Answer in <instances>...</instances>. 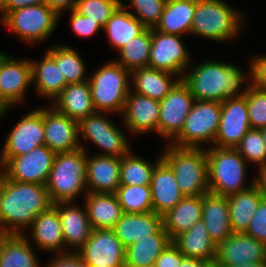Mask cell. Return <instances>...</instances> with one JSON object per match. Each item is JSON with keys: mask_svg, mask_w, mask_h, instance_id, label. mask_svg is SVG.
I'll return each instance as SVG.
<instances>
[{"mask_svg": "<svg viewBox=\"0 0 266 267\" xmlns=\"http://www.w3.org/2000/svg\"><path fill=\"white\" fill-rule=\"evenodd\" d=\"M64 250H62L60 254H57L59 256L55 257V259L51 262V264L48 265V267H74V252L71 253H64Z\"/></svg>", "mask_w": 266, "mask_h": 267, "instance_id": "52", "label": "cell"}, {"mask_svg": "<svg viewBox=\"0 0 266 267\" xmlns=\"http://www.w3.org/2000/svg\"><path fill=\"white\" fill-rule=\"evenodd\" d=\"M58 18L59 16L44 3L10 12L3 19V24L26 42L36 43L53 33Z\"/></svg>", "mask_w": 266, "mask_h": 267, "instance_id": "10", "label": "cell"}, {"mask_svg": "<svg viewBox=\"0 0 266 267\" xmlns=\"http://www.w3.org/2000/svg\"><path fill=\"white\" fill-rule=\"evenodd\" d=\"M52 108L77 122L94 114L96 111L92 103L89 81L68 84L57 95Z\"/></svg>", "mask_w": 266, "mask_h": 267, "instance_id": "25", "label": "cell"}, {"mask_svg": "<svg viewBox=\"0 0 266 267\" xmlns=\"http://www.w3.org/2000/svg\"><path fill=\"white\" fill-rule=\"evenodd\" d=\"M196 0H167L155 30L172 35L190 33Z\"/></svg>", "mask_w": 266, "mask_h": 267, "instance_id": "33", "label": "cell"}, {"mask_svg": "<svg viewBox=\"0 0 266 267\" xmlns=\"http://www.w3.org/2000/svg\"><path fill=\"white\" fill-rule=\"evenodd\" d=\"M171 242L169 234L162 227L150 238L140 239L126 248L125 267H147L154 264Z\"/></svg>", "mask_w": 266, "mask_h": 267, "instance_id": "34", "label": "cell"}, {"mask_svg": "<svg viewBox=\"0 0 266 267\" xmlns=\"http://www.w3.org/2000/svg\"><path fill=\"white\" fill-rule=\"evenodd\" d=\"M8 0H0V12L4 9Z\"/></svg>", "mask_w": 266, "mask_h": 267, "instance_id": "59", "label": "cell"}, {"mask_svg": "<svg viewBox=\"0 0 266 267\" xmlns=\"http://www.w3.org/2000/svg\"><path fill=\"white\" fill-rule=\"evenodd\" d=\"M86 188V151L56 153L46 184L53 204L72 202Z\"/></svg>", "mask_w": 266, "mask_h": 267, "instance_id": "4", "label": "cell"}, {"mask_svg": "<svg viewBox=\"0 0 266 267\" xmlns=\"http://www.w3.org/2000/svg\"><path fill=\"white\" fill-rule=\"evenodd\" d=\"M169 146L161 157L173 170L181 193L184 196L209 193L206 149Z\"/></svg>", "mask_w": 266, "mask_h": 267, "instance_id": "3", "label": "cell"}, {"mask_svg": "<svg viewBox=\"0 0 266 267\" xmlns=\"http://www.w3.org/2000/svg\"><path fill=\"white\" fill-rule=\"evenodd\" d=\"M55 156L46 145L38 146L18 157L1 158L0 172L9 180L46 185Z\"/></svg>", "mask_w": 266, "mask_h": 267, "instance_id": "9", "label": "cell"}, {"mask_svg": "<svg viewBox=\"0 0 266 267\" xmlns=\"http://www.w3.org/2000/svg\"><path fill=\"white\" fill-rule=\"evenodd\" d=\"M131 74L134 92L157 101L163 100L181 80H172V76L175 75L173 73L149 67L135 69Z\"/></svg>", "mask_w": 266, "mask_h": 267, "instance_id": "31", "label": "cell"}, {"mask_svg": "<svg viewBox=\"0 0 266 267\" xmlns=\"http://www.w3.org/2000/svg\"><path fill=\"white\" fill-rule=\"evenodd\" d=\"M115 194L124 213L153 212L150 185H120Z\"/></svg>", "mask_w": 266, "mask_h": 267, "instance_id": "40", "label": "cell"}, {"mask_svg": "<svg viewBox=\"0 0 266 267\" xmlns=\"http://www.w3.org/2000/svg\"><path fill=\"white\" fill-rule=\"evenodd\" d=\"M202 220L211 239L218 245L232 233L227 196L207 193L202 196Z\"/></svg>", "mask_w": 266, "mask_h": 267, "instance_id": "24", "label": "cell"}, {"mask_svg": "<svg viewBox=\"0 0 266 267\" xmlns=\"http://www.w3.org/2000/svg\"><path fill=\"white\" fill-rule=\"evenodd\" d=\"M163 227V216L155 212L124 213L113 227L116 237L127 248L140 239L150 238Z\"/></svg>", "mask_w": 266, "mask_h": 267, "instance_id": "23", "label": "cell"}, {"mask_svg": "<svg viewBox=\"0 0 266 267\" xmlns=\"http://www.w3.org/2000/svg\"><path fill=\"white\" fill-rule=\"evenodd\" d=\"M30 227L32 239L39 249L60 253L61 247L65 246L59 214L54 205L37 215Z\"/></svg>", "mask_w": 266, "mask_h": 267, "instance_id": "28", "label": "cell"}, {"mask_svg": "<svg viewBox=\"0 0 266 267\" xmlns=\"http://www.w3.org/2000/svg\"><path fill=\"white\" fill-rule=\"evenodd\" d=\"M260 130L262 132V135H263V138H264V142H265V146H266V127L265 128H262Z\"/></svg>", "mask_w": 266, "mask_h": 267, "instance_id": "60", "label": "cell"}, {"mask_svg": "<svg viewBox=\"0 0 266 267\" xmlns=\"http://www.w3.org/2000/svg\"><path fill=\"white\" fill-rule=\"evenodd\" d=\"M240 155L258 168L266 166V146L261 130L250 129L235 148Z\"/></svg>", "mask_w": 266, "mask_h": 267, "instance_id": "43", "label": "cell"}, {"mask_svg": "<svg viewBox=\"0 0 266 267\" xmlns=\"http://www.w3.org/2000/svg\"><path fill=\"white\" fill-rule=\"evenodd\" d=\"M221 110L214 145L220 148H236L251 129L245 94L224 100L221 103Z\"/></svg>", "mask_w": 266, "mask_h": 267, "instance_id": "12", "label": "cell"}, {"mask_svg": "<svg viewBox=\"0 0 266 267\" xmlns=\"http://www.w3.org/2000/svg\"><path fill=\"white\" fill-rule=\"evenodd\" d=\"M188 56L179 35L164 34L151 29L149 68L181 74L188 67Z\"/></svg>", "mask_w": 266, "mask_h": 267, "instance_id": "14", "label": "cell"}, {"mask_svg": "<svg viewBox=\"0 0 266 267\" xmlns=\"http://www.w3.org/2000/svg\"><path fill=\"white\" fill-rule=\"evenodd\" d=\"M147 267H157V266L154 263V264H151L150 266H147Z\"/></svg>", "mask_w": 266, "mask_h": 267, "instance_id": "62", "label": "cell"}, {"mask_svg": "<svg viewBox=\"0 0 266 267\" xmlns=\"http://www.w3.org/2000/svg\"><path fill=\"white\" fill-rule=\"evenodd\" d=\"M240 16L222 0H196L190 33L211 40L227 41L239 32Z\"/></svg>", "mask_w": 266, "mask_h": 267, "instance_id": "6", "label": "cell"}, {"mask_svg": "<svg viewBox=\"0 0 266 267\" xmlns=\"http://www.w3.org/2000/svg\"><path fill=\"white\" fill-rule=\"evenodd\" d=\"M150 186L153 212L162 216L185 197L179 190L173 170L162 157L155 163Z\"/></svg>", "mask_w": 266, "mask_h": 267, "instance_id": "21", "label": "cell"}, {"mask_svg": "<svg viewBox=\"0 0 266 267\" xmlns=\"http://www.w3.org/2000/svg\"><path fill=\"white\" fill-rule=\"evenodd\" d=\"M263 197L255 181L248 189L227 196L230 225L233 233L246 232L250 220Z\"/></svg>", "mask_w": 266, "mask_h": 267, "instance_id": "32", "label": "cell"}, {"mask_svg": "<svg viewBox=\"0 0 266 267\" xmlns=\"http://www.w3.org/2000/svg\"><path fill=\"white\" fill-rule=\"evenodd\" d=\"M24 234H0V267H40Z\"/></svg>", "mask_w": 266, "mask_h": 267, "instance_id": "35", "label": "cell"}, {"mask_svg": "<svg viewBox=\"0 0 266 267\" xmlns=\"http://www.w3.org/2000/svg\"><path fill=\"white\" fill-rule=\"evenodd\" d=\"M74 267H89L86 262L80 259V257L74 252Z\"/></svg>", "mask_w": 266, "mask_h": 267, "instance_id": "56", "label": "cell"}, {"mask_svg": "<svg viewBox=\"0 0 266 267\" xmlns=\"http://www.w3.org/2000/svg\"><path fill=\"white\" fill-rule=\"evenodd\" d=\"M86 210L93 229H113L124 212L116 194H86Z\"/></svg>", "mask_w": 266, "mask_h": 267, "instance_id": "30", "label": "cell"}, {"mask_svg": "<svg viewBox=\"0 0 266 267\" xmlns=\"http://www.w3.org/2000/svg\"><path fill=\"white\" fill-rule=\"evenodd\" d=\"M121 4V0H77L74 10L97 21L104 28Z\"/></svg>", "mask_w": 266, "mask_h": 267, "instance_id": "42", "label": "cell"}, {"mask_svg": "<svg viewBox=\"0 0 266 267\" xmlns=\"http://www.w3.org/2000/svg\"><path fill=\"white\" fill-rule=\"evenodd\" d=\"M204 267H221V265L216 261H209Z\"/></svg>", "mask_w": 266, "mask_h": 267, "instance_id": "58", "label": "cell"}, {"mask_svg": "<svg viewBox=\"0 0 266 267\" xmlns=\"http://www.w3.org/2000/svg\"><path fill=\"white\" fill-rule=\"evenodd\" d=\"M155 166L129 152L121 157L120 185H151Z\"/></svg>", "mask_w": 266, "mask_h": 267, "instance_id": "41", "label": "cell"}, {"mask_svg": "<svg viewBox=\"0 0 266 267\" xmlns=\"http://www.w3.org/2000/svg\"><path fill=\"white\" fill-rule=\"evenodd\" d=\"M31 65L32 81L36 80V89L40 95L55 99L68 85L55 60L47 52L41 61H31Z\"/></svg>", "mask_w": 266, "mask_h": 267, "instance_id": "37", "label": "cell"}, {"mask_svg": "<svg viewBox=\"0 0 266 267\" xmlns=\"http://www.w3.org/2000/svg\"><path fill=\"white\" fill-rule=\"evenodd\" d=\"M221 267H266V260L242 265H221Z\"/></svg>", "mask_w": 266, "mask_h": 267, "instance_id": "55", "label": "cell"}, {"mask_svg": "<svg viewBox=\"0 0 266 267\" xmlns=\"http://www.w3.org/2000/svg\"><path fill=\"white\" fill-rule=\"evenodd\" d=\"M252 84L259 90L266 91V56H257L250 61Z\"/></svg>", "mask_w": 266, "mask_h": 267, "instance_id": "48", "label": "cell"}, {"mask_svg": "<svg viewBox=\"0 0 266 267\" xmlns=\"http://www.w3.org/2000/svg\"><path fill=\"white\" fill-rule=\"evenodd\" d=\"M77 0H46V4L59 16L65 9L73 10Z\"/></svg>", "mask_w": 266, "mask_h": 267, "instance_id": "51", "label": "cell"}, {"mask_svg": "<svg viewBox=\"0 0 266 267\" xmlns=\"http://www.w3.org/2000/svg\"><path fill=\"white\" fill-rule=\"evenodd\" d=\"M45 145L55 153L83 148L79 143V122L54 108H42ZM81 144V145H80Z\"/></svg>", "mask_w": 266, "mask_h": 267, "instance_id": "17", "label": "cell"}, {"mask_svg": "<svg viewBox=\"0 0 266 267\" xmlns=\"http://www.w3.org/2000/svg\"><path fill=\"white\" fill-rule=\"evenodd\" d=\"M51 202L46 185L7 179L0 172V234H22Z\"/></svg>", "mask_w": 266, "mask_h": 267, "instance_id": "1", "label": "cell"}, {"mask_svg": "<svg viewBox=\"0 0 266 267\" xmlns=\"http://www.w3.org/2000/svg\"><path fill=\"white\" fill-rule=\"evenodd\" d=\"M259 178H254L255 184L258 186L259 190L266 198V166L259 168Z\"/></svg>", "mask_w": 266, "mask_h": 267, "instance_id": "53", "label": "cell"}, {"mask_svg": "<svg viewBox=\"0 0 266 267\" xmlns=\"http://www.w3.org/2000/svg\"><path fill=\"white\" fill-rule=\"evenodd\" d=\"M131 7L136 10L133 14L146 28H155L162 16L167 0H130Z\"/></svg>", "mask_w": 266, "mask_h": 267, "instance_id": "45", "label": "cell"}, {"mask_svg": "<svg viewBox=\"0 0 266 267\" xmlns=\"http://www.w3.org/2000/svg\"><path fill=\"white\" fill-rule=\"evenodd\" d=\"M0 106L5 110L7 111V109L11 106L1 97L0 95Z\"/></svg>", "mask_w": 266, "mask_h": 267, "instance_id": "57", "label": "cell"}, {"mask_svg": "<svg viewBox=\"0 0 266 267\" xmlns=\"http://www.w3.org/2000/svg\"><path fill=\"white\" fill-rule=\"evenodd\" d=\"M127 7V5L121 4L103 28L107 32L112 46L118 51L146 29L141 21L133 16L132 12L126 11Z\"/></svg>", "mask_w": 266, "mask_h": 267, "instance_id": "36", "label": "cell"}, {"mask_svg": "<svg viewBox=\"0 0 266 267\" xmlns=\"http://www.w3.org/2000/svg\"><path fill=\"white\" fill-rule=\"evenodd\" d=\"M208 161L209 192L219 196H230L248 189L243 179L246 160L235 148L212 146L206 150Z\"/></svg>", "mask_w": 266, "mask_h": 267, "instance_id": "5", "label": "cell"}, {"mask_svg": "<svg viewBox=\"0 0 266 267\" xmlns=\"http://www.w3.org/2000/svg\"><path fill=\"white\" fill-rule=\"evenodd\" d=\"M123 114L125 125L131 132L138 134L155 130L158 133L160 101L130 91Z\"/></svg>", "mask_w": 266, "mask_h": 267, "instance_id": "22", "label": "cell"}, {"mask_svg": "<svg viewBox=\"0 0 266 267\" xmlns=\"http://www.w3.org/2000/svg\"><path fill=\"white\" fill-rule=\"evenodd\" d=\"M126 248L112 229H93L75 252L89 267H125Z\"/></svg>", "mask_w": 266, "mask_h": 267, "instance_id": "11", "label": "cell"}, {"mask_svg": "<svg viewBox=\"0 0 266 267\" xmlns=\"http://www.w3.org/2000/svg\"><path fill=\"white\" fill-rule=\"evenodd\" d=\"M46 0H8L2 12L3 20L10 12L15 11L20 8H24L27 6L33 5H41L44 4Z\"/></svg>", "mask_w": 266, "mask_h": 267, "instance_id": "50", "label": "cell"}, {"mask_svg": "<svg viewBox=\"0 0 266 267\" xmlns=\"http://www.w3.org/2000/svg\"><path fill=\"white\" fill-rule=\"evenodd\" d=\"M2 114H5V110L0 106V117L2 116Z\"/></svg>", "mask_w": 266, "mask_h": 267, "instance_id": "61", "label": "cell"}, {"mask_svg": "<svg viewBox=\"0 0 266 267\" xmlns=\"http://www.w3.org/2000/svg\"><path fill=\"white\" fill-rule=\"evenodd\" d=\"M151 48V29L146 28L140 35L132 38L119 50L120 61H116L126 70L148 67Z\"/></svg>", "mask_w": 266, "mask_h": 267, "instance_id": "38", "label": "cell"}, {"mask_svg": "<svg viewBox=\"0 0 266 267\" xmlns=\"http://www.w3.org/2000/svg\"><path fill=\"white\" fill-rule=\"evenodd\" d=\"M248 235L266 245V198L263 197L254 212L246 230Z\"/></svg>", "mask_w": 266, "mask_h": 267, "instance_id": "46", "label": "cell"}, {"mask_svg": "<svg viewBox=\"0 0 266 267\" xmlns=\"http://www.w3.org/2000/svg\"><path fill=\"white\" fill-rule=\"evenodd\" d=\"M132 75L116 61L109 62L99 68L88 78L92 103L95 111H120L123 113L125 101L130 92L129 79Z\"/></svg>", "mask_w": 266, "mask_h": 267, "instance_id": "7", "label": "cell"}, {"mask_svg": "<svg viewBox=\"0 0 266 267\" xmlns=\"http://www.w3.org/2000/svg\"><path fill=\"white\" fill-rule=\"evenodd\" d=\"M32 81V65L27 60H14L0 52V95L10 105H16Z\"/></svg>", "mask_w": 266, "mask_h": 267, "instance_id": "19", "label": "cell"}, {"mask_svg": "<svg viewBox=\"0 0 266 267\" xmlns=\"http://www.w3.org/2000/svg\"><path fill=\"white\" fill-rule=\"evenodd\" d=\"M71 12V27L77 35L82 37L92 36L98 29H103L97 21H92L89 17L80 15L74 9Z\"/></svg>", "mask_w": 266, "mask_h": 267, "instance_id": "47", "label": "cell"}, {"mask_svg": "<svg viewBox=\"0 0 266 267\" xmlns=\"http://www.w3.org/2000/svg\"><path fill=\"white\" fill-rule=\"evenodd\" d=\"M120 169L121 158L106 155L88 158L86 152L87 192L114 194L120 186Z\"/></svg>", "mask_w": 266, "mask_h": 267, "instance_id": "20", "label": "cell"}, {"mask_svg": "<svg viewBox=\"0 0 266 267\" xmlns=\"http://www.w3.org/2000/svg\"><path fill=\"white\" fill-rule=\"evenodd\" d=\"M220 265H242L266 260V245L247 233H232L217 245Z\"/></svg>", "mask_w": 266, "mask_h": 267, "instance_id": "18", "label": "cell"}, {"mask_svg": "<svg viewBox=\"0 0 266 267\" xmlns=\"http://www.w3.org/2000/svg\"><path fill=\"white\" fill-rule=\"evenodd\" d=\"M184 258V254L171 242L155 260V265L157 267H179Z\"/></svg>", "mask_w": 266, "mask_h": 267, "instance_id": "49", "label": "cell"}, {"mask_svg": "<svg viewBox=\"0 0 266 267\" xmlns=\"http://www.w3.org/2000/svg\"><path fill=\"white\" fill-rule=\"evenodd\" d=\"M209 261L185 257L179 267H204Z\"/></svg>", "mask_w": 266, "mask_h": 267, "instance_id": "54", "label": "cell"}, {"mask_svg": "<svg viewBox=\"0 0 266 267\" xmlns=\"http://www.w3.org/2000/svg\"><path fill=\"white\" fill-rule=\"evenodd\" d=\"M47 53L55 60L67 84L88 81V79H84L85 64L76 50L69 46L59 45L48 49Z\"/></svg>", "mask_w": 266, "mask_h": 267, "instance_id": "39", "label": "cell"}, {"mask_svg": "<svg viewBox=\"0 0 266 267\" xmlns=\"http://www.w3.org/2000/svg\"><path fill=\"white\" fill-rule=\"evenodd\" d=\"M45 145L42 108L28 113L6 138L0 158H13Z\"/></svg>", "mask_w": 266, "mask_h": 267, "instance_id": "16", "label": "cell"}, {"mask_svg": "<svg viewBox=\"0 0 266 267\" xmlns=\"http://www.w3.org/2000/svg\"><path fill=\"white\" fill-rule=\"evenodd\" d=\"M81 133V137L105 150L106 153L100 155L121 158L130 152L125 135L111 121L98 114V110L79 122V134Z\"/></svg>", "mask_w": 266, "mask_h": 267, "instance_id": "15", "label": "cell"}, {"mask_svg": "<svg viewBox=\"0 0 266 267\" xmlns=\"http://www.w3.org/2000/svg\"><path fill=\"white\" fill-rule=\"evenodd\" d=\"M172 243L188 258L213 261L216 258L217 245L208 234L201 219L189 230L176 236Z\"/></svg>", "mask_w": 266, "mask_h": 267, "instance_id": "27", "label": "cell"}, {"mask_svg": "<svg viewBox=\"0 0 266 267\" xmlns=\"http://www.w3.org/2000/svg\"><path fill=\"white\" fill-rule=\"evenodd\" d=\"M221 102L195 100L181 132L171 145L181 148H200V143L215 141L221 116ZM173 142V143H172Z\"/></svg>", "mask_w": 266, "mask_h": 267, "instance_id": "8", "label": "cell"}, {"mask_svg": "<svg viewBox=\"0 0 266 267\" xmlns=\"http://www.w3.org/2000/svg\"><path fill=\"white\" fill-rule=\"evenodd\" d=\"M192 69L180 78L195 100L222 103L230 97L243 96L247 92V88L239 92L245 76L234 64L206 61Z\"/></svg>", "mask_w": 266, "mask_h": 267, "instance_id": "2", "label": "cell"}, {"mask_svg": "<svg viewBox=\"0 0 266 267\" xmlns=\"http://www.w3.org/2000/svg\"><path fill=\"white\" fill-rule=\"evenodd\" d=\"M70 202H60L53 204L58 211L65 247L76 246L81 248L89 239L93 230L88 218L86 206L81 209L77 206L69 205Z\"/></svg>", "mask_w": 266, "mask_h": 267, "instance_id": "26", "label": "cell"}, {"mask_svg": "<svg viewBox=\"0 0 266 267\" xmlns=\"http://www.w3.org/2000/svg\"><path fill=\"white\" fill-rule=\"evenodd\" d=\"M248 106V116L251 129L266 127V91L259 90L252 84L247 87L245 93Z\"/></svg>", "mask_w": 266, "mask_h": 267, "instance_id": "44", "label": "cell"}, {"mask_svg": "<svg viewBox=\"0 0 266 267\" xmlns=\"http://www.w3.org/2000/svg\"><path fill=\"white\" fill-rule=\"evenodd\" d=\"M202 219V196H185L163 215V228L173 240Z\"/></svg>", "mask_w": 266, "mask_h": 267, "instance_id": "29", "label": "cell"}, {"mask_svg": "<svg viewBox=\"0 0 266 267\" xmlns=\"http://www.w3.org/2000/svg\"><path fill=\"white\" fill-rule=\"evenodd\" d=\"M188 86L180 80L175 87L160 101L158 133L167 139H173L183 129L185 119L194 104Z\"/></svg>", "mask_w": 266, "mask_h": 267, "instance_id": "13", "label": "cell"}]
</instances>
